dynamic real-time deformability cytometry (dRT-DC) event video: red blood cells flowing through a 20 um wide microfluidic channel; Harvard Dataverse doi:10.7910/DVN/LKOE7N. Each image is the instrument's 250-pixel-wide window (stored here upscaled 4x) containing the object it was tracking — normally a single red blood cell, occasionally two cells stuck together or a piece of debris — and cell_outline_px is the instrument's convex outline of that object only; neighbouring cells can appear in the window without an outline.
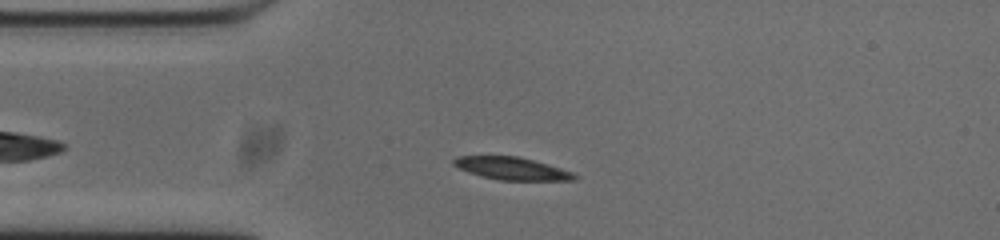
{"species": "common noctule bat (a hibernating species)", "species_latin": "Nyctalus noctula", "temperature_condition": "cold", "stored_images_in_passage": 45, "camera_frame_rate_fps": 3000, "um_per_image_px": 0.085, "animal": {"sex": "male", "body_mass_g": 20.0, "forearm_length_mm": 53.3}, "frame": {"image": 1, "passage_image": 4, "time_ms": 1.0, "image_size_px": [1000, 240], "cell_outline_px": [[580, 176], [576, 180], [500, 180], [480, 176], [468, 172], [452, 164], [452, 160], [456, 156], [516, 156], [532, 160], [560, 168], [572, 172]], "centroid_in_image_um": [43.49, 14.32], "position_along_channel_um": 41.5, "area_um2": 15.78}}
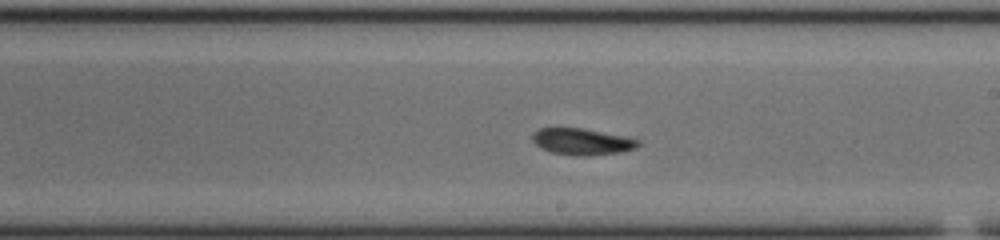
{"frame": {"image": 2, "passage_image": 21, "time_ms": 6.667, "image_size_px": [1000, 240], "cell_outline_px": [[640, 144], [636, 148], [620, 152], [588, 156], [580, 156], [548, 152], [540, 148], [532, 140], [532, 132], [540, 128], [580, 128], [624, 136], [640, 140]], "centroid_in_image_um": [49.44, 12.04], "position_along_channel_um": 239.6, "area_um2": 16.36}}
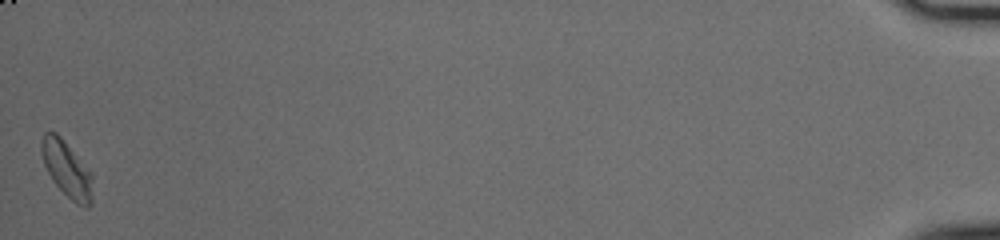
{"frame": {"image": 3, "passage_image": 45, "time_ms": 14.667, "image_size_px": [1000, 240], "cell_outline_px": [[92, 204], [88, 208], [84, 208], [76, 204], [52, 180], [44, 164], [40, 152], [40, 140], [44, 132], [56, 132], [64, 140], [92, 172]], "centroid_in_image_um": [5.68, 14.37], "position_along_channel_um": 429.5, "area_um2": 16.88}, "authors_computed_cell_mechanics": {"area_um2": 16.4152, "velocity_mm_per_s": 3.7483, "shape_relaxation_time_tau1_ms": 3.362, "shape_relaxation_time_tau2_ms": 4.461, "deformation_change_tau1": 0.1078, "deformation_change_tau2": 0.1099}}